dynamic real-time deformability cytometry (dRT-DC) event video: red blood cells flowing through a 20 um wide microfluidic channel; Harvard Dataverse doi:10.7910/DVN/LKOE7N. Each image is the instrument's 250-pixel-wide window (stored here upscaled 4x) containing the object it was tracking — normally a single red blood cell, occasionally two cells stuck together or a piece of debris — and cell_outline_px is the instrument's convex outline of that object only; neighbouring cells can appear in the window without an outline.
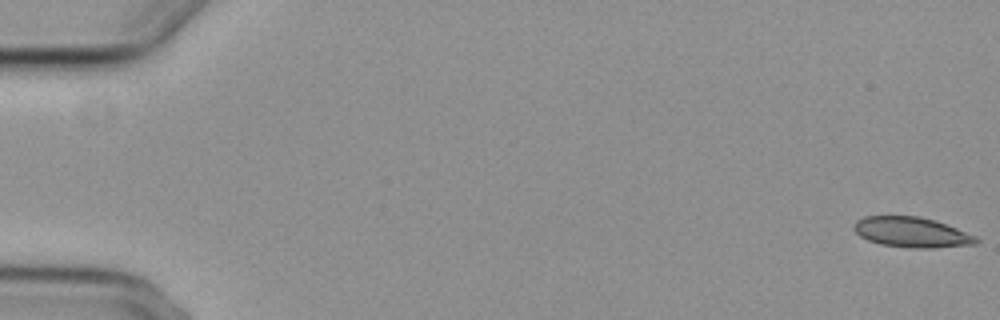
{"species": "common noctule bat (a hibernating species)", "species_latin": "Nyctalus noctula", "temperature_condition": "cold", "stored_images_in_passage": 7, "camera_frame_rate_fps": 3000, "um_per_image_px": 0.085, "animal": {"sex": "female", "body_mass_g": 29.2, "forearm_length_mm": 56.3}, "frame": {"image": 1, "passage_image": 1, "time_ms": 0.0, "image_size_px": [1000, 320], "cell_outline_px": [[980, 240], [976, 244], [936, 248], [912, 248], [880, 244], [868, 240], [860, 236], [852, 228], [856, 220], [864, 216], [920, 216], [936, 220], [976, 236]], "centroid_in_image_um": [77.49, 19.74], "position_along_channel_um": 7.5, "area_um2": 21.68}}
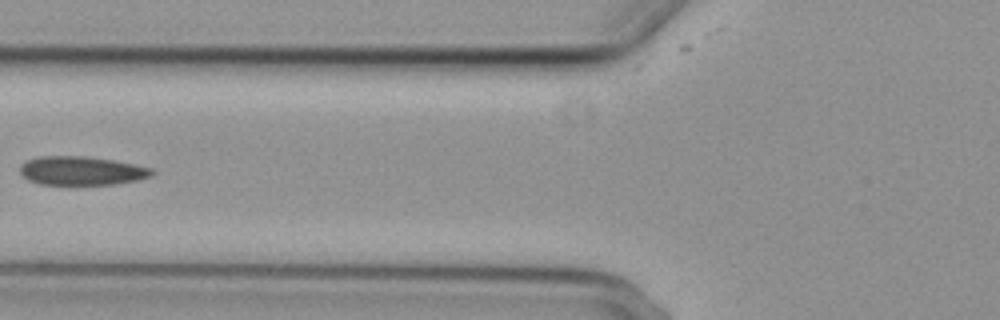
{"frame": {"image": 2, "passage_image": 6, "time_ms": 7.333, "image_size_px": [1000, 320], "cell_outline_px": [[156, 172], [152, 176], [136, 180], [116, 184], [40, 184], [28, 180], [20, 172], [20, 164], [28, 160], [40, 156], [88, 156], [112, 160], [152, 168]], "centroid_in_image_um": [6.94, 14.51], "position_along_channel_um": 118.9, "area_um2": 22.02}}
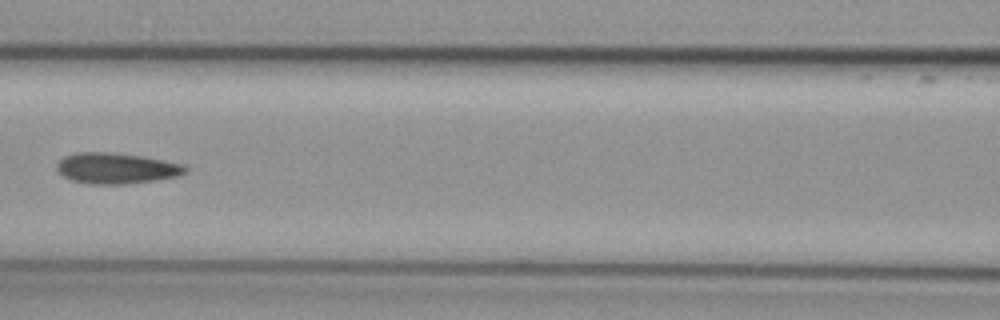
{"frame": {"image": 3, "passage_image": 7, "time_ms": 8.333, "image_size_px": [1000, 320], "cell_outline_px": [[188, 172], [180, 176], [156, 180], [128, 184], [84, 184], [72, 180], [64, 176], [56, 168], [56, 164], [64, 156], [76, 152], [112, 152], [144, 156], [188, 164]], "centroid_in_image_um": [9.96, 14.3], "position_along_channel_um": 156.6, "area_um2": 23.64}}